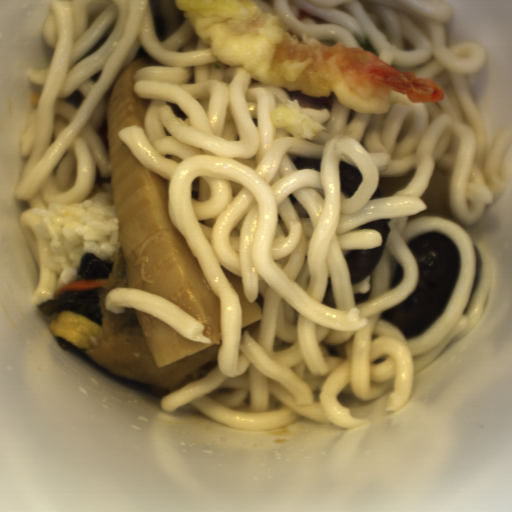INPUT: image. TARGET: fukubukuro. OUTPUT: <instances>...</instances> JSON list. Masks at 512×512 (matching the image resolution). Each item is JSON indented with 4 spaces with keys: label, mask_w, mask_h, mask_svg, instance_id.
I'll use <instances>...</instances> for the list:
<instances>
[{
    "label": "fukubukuro",
    "mask_w": 512,
    "mask_h": 512,
    "mask_svg": "<svg viewBox=\"0 0 512 512\" xmlns=\"http://www.w3.org/2000/svg\"><path fill=\"white\" fill-rule=\"evenodd\" d=\"M111 261L113 268L98 291L102 335L85 355L112 373L146 382L161 398L188 382L202 379L217 365L222 344L160 366L153 357L134 308L126 307L122 314L105 310L107 291L114 287H128L122 249Z\"/></svg>",
    "instance_id": "obj_1"
}]
</instances>
